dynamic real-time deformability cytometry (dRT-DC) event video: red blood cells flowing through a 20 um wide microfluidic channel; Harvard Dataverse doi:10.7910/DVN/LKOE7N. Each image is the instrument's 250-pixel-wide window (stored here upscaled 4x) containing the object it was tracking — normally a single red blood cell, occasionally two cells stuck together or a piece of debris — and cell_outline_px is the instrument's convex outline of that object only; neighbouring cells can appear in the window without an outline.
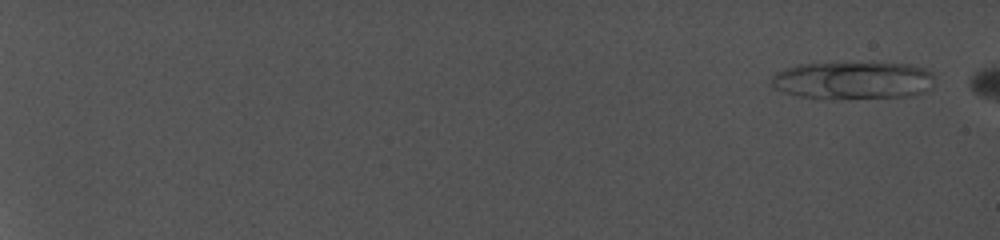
{"species": "common noctule bat (a hibernating species)", "species_latin": "Nyctalus noctula", "temperature_condition": "cold", "stored_images_in_passage": 12, "camera_frame_rate_fps": 5000, "um_per_image_px": 0.085, "animal": {"sex": "female", "body_mass_g": 19.0, "forearm_length_mm": 56.7}, "frame": {"image": 1, "passage_image": 1, "time_ms": 0.0, "image_size_px": [1000, 240], "cell_outline_px": [[936, 76], [932, 88], [916, 96], [800, 96], [784, 92], [772, 88], [772, 76], [776, 72], [784, 68], [800, 64], [908, 64], [924, 68], [932, 72]], "centroid_in_image_um": [72.56, 6.81], "position_along_channel_um": 12.4, "area_um2": 34.56}}